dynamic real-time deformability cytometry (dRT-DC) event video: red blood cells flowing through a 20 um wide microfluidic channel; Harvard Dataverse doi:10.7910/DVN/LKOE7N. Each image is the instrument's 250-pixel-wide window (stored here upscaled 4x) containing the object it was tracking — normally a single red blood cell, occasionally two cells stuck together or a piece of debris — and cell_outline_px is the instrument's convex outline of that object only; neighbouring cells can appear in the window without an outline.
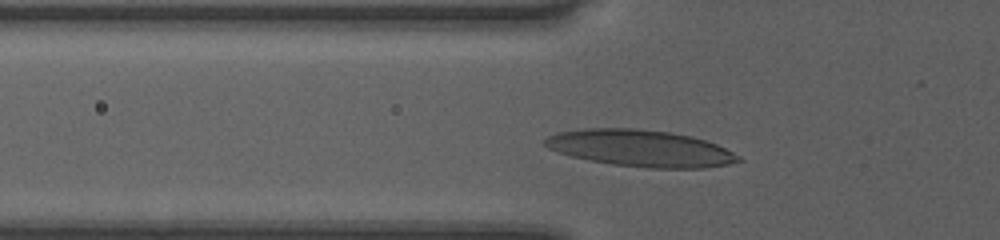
{"species": "human", "species_latin": "Homo sapiens", "temperature_condition": "room temperature", "stored_images_in_passage": 36, "camera_frame_rate_fps": 3000, "um_per_image_px": 0.085, "donor": {"sex": "female"}, "frame": {"image": 1, "passage_image": 8, "time_ms": 2.333, "image_size_px": [1000, 240], "cell_outline_px": [[744, 160], [728, 164], [704, 168], [648, 168], [612, 164], [588, 160], [572, 156], [548, 148], [544, 144], [544, 140], [548, 136], [560, 132], [588, 128], [636, 128], [672, 132], [692, 136], [716, 144], [740, 156]], "centroid_in_image_um": [54.46, 12.6], "position_along_channel_um": 71.3, "area_um2": 41.27}}
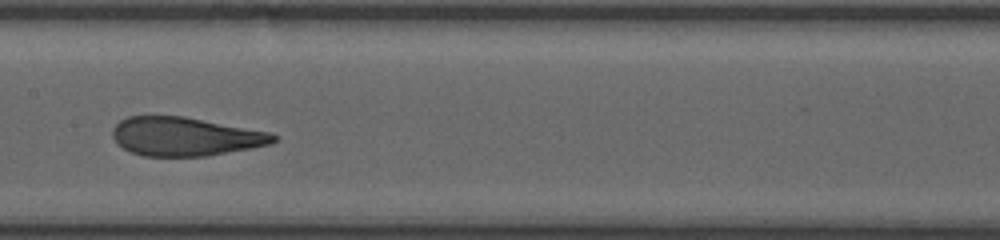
{"frame": {"image": 2, "passage_image": 17, "time_ms": 5.333, "image_size_px": [1000, 240], "cell_outline_px": [[280, 140], [272, 144], [252, 148], [204, 156], [144, 156], [132, 152], [124, 148], [112, 136], [112, 128], [120, 120], [128, 116], [184, 116], [272, 132], [280, 136]], "centroid_in_image_um": [15.82, 11.59], "position_along_channel_um": 191.6, "area_um2": 36.47}}
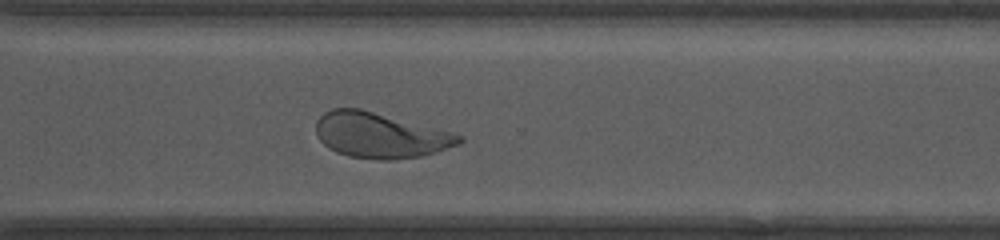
{"frame": {"image": 3, "passage_image": 28, "time_ms": 9.0, "image_size_px": [1000, 240], "cell_outline_px": [[464, 140], [460, 144], [424, 156], [392, 160], [384, 160], [348, 156], [336, 152], [328, 148], [320, 140], [316, 132], [316, 120], [324, 112], [332, 108], [360, 108], [452, 132], [464, 136]], "centroid_in_image_um": [32.32, 11.5], "position_along_channel_um": 338.3, "area_um2": 37.97}, "authors_computed_cell_mechanics": {"area_um2": 37.1654, "velocity_mm_per_s": 4.0107, "shape_relaxation_time_tau1_ms": 4.9431, "shape_relaxation_time_tau2_ms": 0.8984, "deformation_change_tau1": 0.2341, "deformation_change_tau2": 0.0829}}